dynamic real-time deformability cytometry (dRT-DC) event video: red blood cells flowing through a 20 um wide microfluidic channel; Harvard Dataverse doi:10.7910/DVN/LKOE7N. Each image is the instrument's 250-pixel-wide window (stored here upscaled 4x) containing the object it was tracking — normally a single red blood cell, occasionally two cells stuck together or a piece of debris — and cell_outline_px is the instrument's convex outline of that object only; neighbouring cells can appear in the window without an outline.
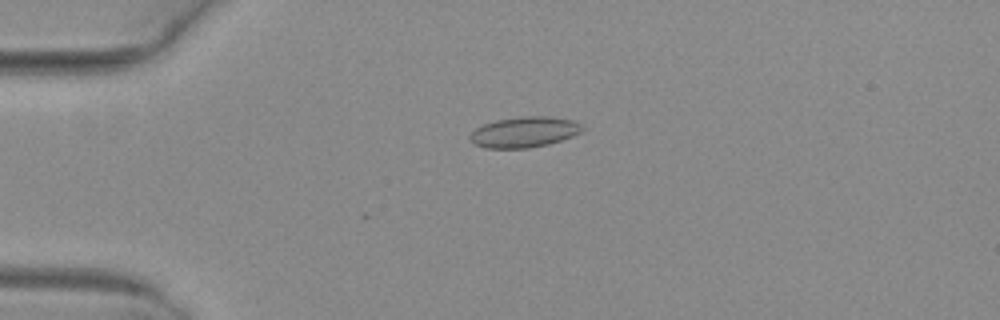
{"species": "common noctule bat (a hibernating species)", "species_latin": "Nyctalus noctula", "temperature_condition": "warm", "stored_images_in_passage": 30, "camera_frame_rate_fps": 3000, "um_per_image_px": 0.085, "animal": {"sex": "female", "body_mass_g": 29.2, "forearm_length_mm": 56.3}, "frame": {"image": 1, "passage_image": 14, "time_ms": 4.333, "image_size_px": [1000, 320], "cell_outline_px": [[584, 128], [580, 132], [572, 136], [548, 144], [528, 148], [484, 148], [476, 144], [468, 136], [476, 128], [484, 124], [496, 120], [520, 116], [548, 116], [576, 120]], "centroid_in_image_um": [44.58, 11.21], "position_along_channel_um": 40.4, "area_um2": 20.0}}
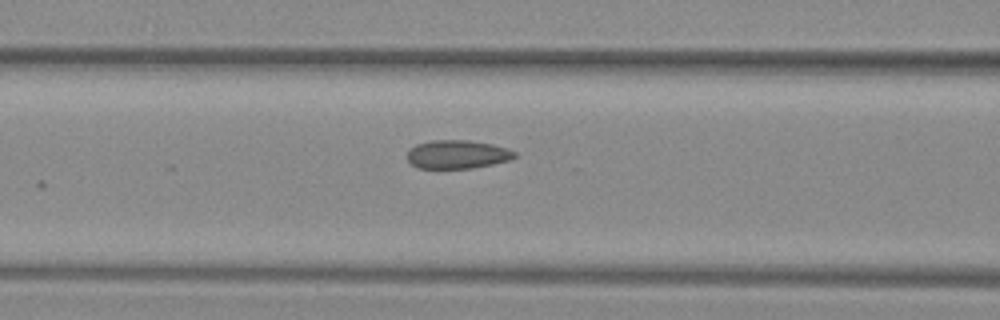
{"frame": {"image": 2, "passage_image": 23, "time_ms": 7.333, "image_size_px": [1000, 320], "cell_outline_px": [[516, 156], [512, 160], [472, 168], [416, 168], [408, 160], [408, 148], [416, 144], [432, 140], [468, 140], [492, 144], [508, 148], [516, 152]], "centroid_in_image_um": [38.88, 13.12], "position_along_channel_um": 127.7, "area_um2": 17.98}}
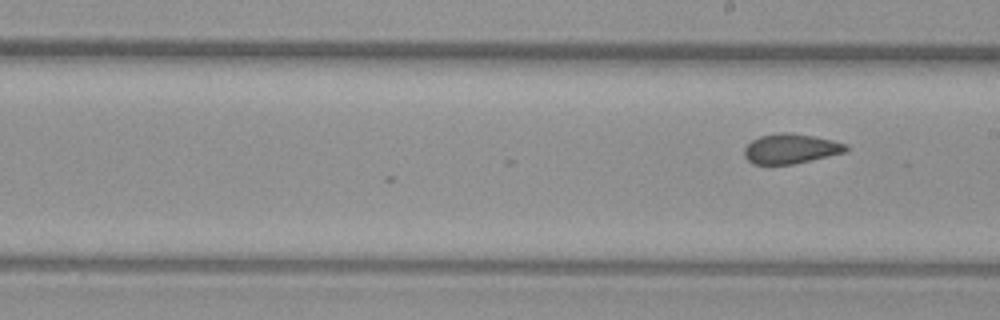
{"frame": {"image": 3, "passage_image": 30, "time_ms": 9.667, "image_size_px": [1000, 320], "cell_outline_px": [[848, 148], [844, 152], [828, 156], [792, 164], [752, 164], [744, 156], [744, 148], [752, 140], [760, 136], [780, 132], [788, 132], [812, 136], [832, 140], [848, 144]], "centroid_in_image_um": [67.18, 12.63], "position_along_channel_um": 221.8, "area_um2": 17.51}}